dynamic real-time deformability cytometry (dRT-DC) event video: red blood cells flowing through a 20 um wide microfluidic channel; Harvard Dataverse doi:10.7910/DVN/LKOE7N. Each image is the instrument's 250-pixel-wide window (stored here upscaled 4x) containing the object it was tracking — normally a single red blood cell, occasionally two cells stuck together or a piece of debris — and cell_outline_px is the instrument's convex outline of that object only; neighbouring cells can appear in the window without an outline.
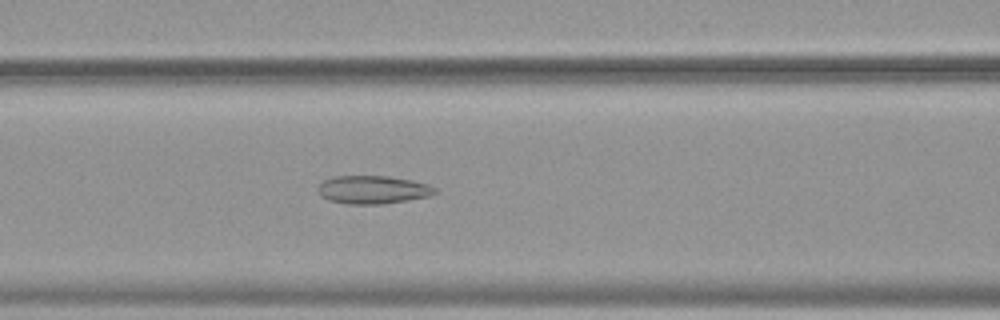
{"species": "common noctule bat (a hibernating species)", "species_latin": "Nyctalus noctula", "temperature_condition": "warm", "stored_images_in_passage": 53, "camera_frame_rate_fps": 3000, "um_per_image_px": 0.085, "animal": {"sex": "female", "body_mass_g": 19.9}, "frame": {"image": 1, "passage_image": 23, "time_ms": 7.333, "image_size_px": [1000, 320], "cell_outline_px": [[440, 192], [428, 196], [380, 204], [344, 204], [328, 200], [320, 196], [316, 188], [324, 180], [332, 176], [388, 176], [412, 180], [428, 184], [436, 188]], "centroid_in_image_um": [31.66, 16.12], "position_along_channel_um": 134.9, "area_um2": 19.31}}
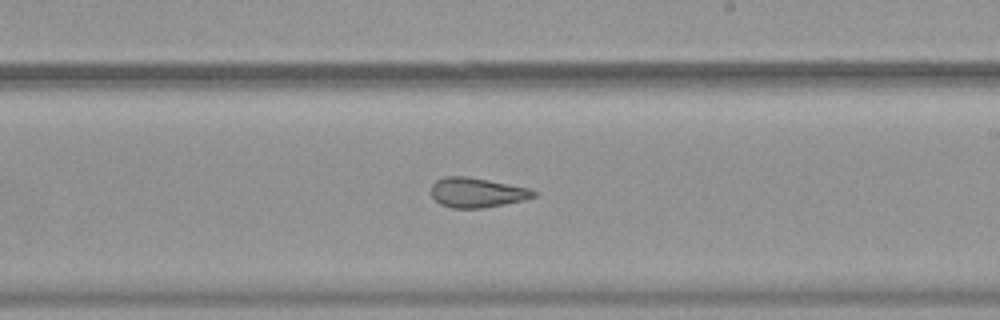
{"frame": {"image": 2, "passage_image": 32, "time_ms": 10.333, "image_size_px": [1000, 320], "cell_outline_px": [[540, 196], [524, 200], [484, 208], [452, 208], [440, 204], [432, 196], [432, 184], [436, 180], [444, 176], [468, 176], [528, 188], [540, 192]], "centroid_in_image_um": [40.58, 16.37], "position_along_channel_um": 248.4, "area_um2": 17.92}}
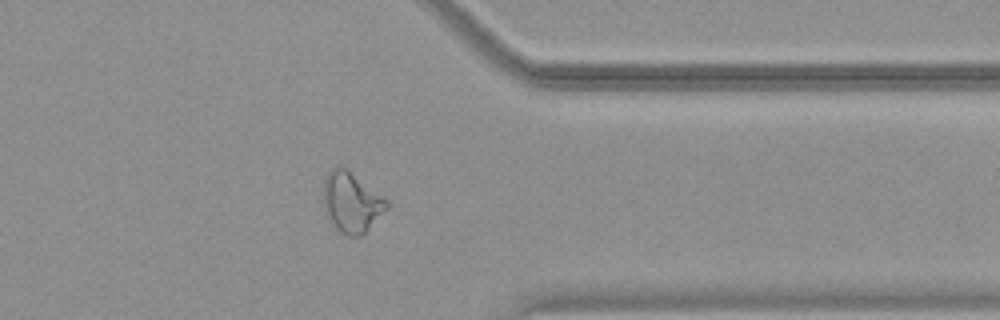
{"frame": {"image": 3, "passage_image": 43, "time_ms": 14.0, "image_size_px": [1000, 320], "cell_outline_px": [[388, 208], [360, 236], [348, 236], [340, 232], [336, 228], [328, 216], [324, 204], [324, 176], [332, 168], [340, 164], [348, 168], [388, 200]], "centroid_in_image_um": [29.88, 17.13], "position_along_channel_um": 381.5, "area_um2": 22.14}, "authors_computed_cell_mechanics": {"area_um2": 23.2356, "velocity_mm_per_s": 3.7974, "shape_relaxation_time_tau1_ms": null, "shape_relaxation_time_tau2_ms": 1.8208, "deformation_change_tau1": null, "deformation_change_tau2": 0.0941}}